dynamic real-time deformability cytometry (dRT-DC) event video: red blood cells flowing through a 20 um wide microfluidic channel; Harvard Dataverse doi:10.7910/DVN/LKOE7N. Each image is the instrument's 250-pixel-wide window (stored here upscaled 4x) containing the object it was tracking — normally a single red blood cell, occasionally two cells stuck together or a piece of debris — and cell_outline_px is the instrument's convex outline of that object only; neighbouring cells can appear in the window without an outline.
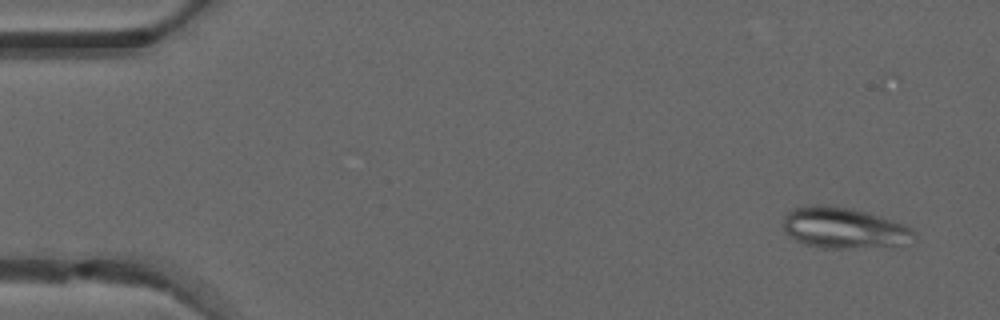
{"species": "common noctule bat (a hibernating species)", "species_latin": "Nyctalus noctula", "temperature_condition": "warm", "stored_images_in_passage": 49, "camera_frame_rate_fps": 3000, "um_per_image_px": 0.085, "animal": {"sex": "male", "forearm_length_mm": 52.5}, "frame": {"image": 1, "passage_image": 3, "time_ms": 0.667, "image_size_px": [1000, 320], "cell_outline_px": [[916, 236], [912, 244], [848, 248], [820, 248], [804, 244], [788, 236], [784, 232], [784, 216], [792, 208], [804, 204], [824, 204], [852, 208], [880, 216], [904, 224], [912, 228]], "centroid_in_image_um": [71.72, 19.36], "position_along_channel_um": 13.3, "area_um2": 31.73}}
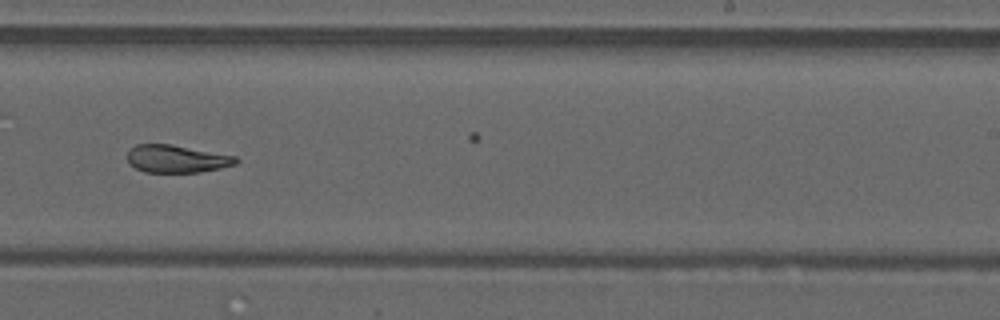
{"frame": {"image": 2, "passage_image": 31, "time_ms": 10.0, "image_size_px": [1000, 320], "cell_outline_px": [[240, 160], [236, 164], [220, 168], [200, 172], [144, 172], [136, 168], [128, 160], [128, 152], [136, 144], [172, 144], [236, 156]], "centroid_in_image_um": [15.05, 13.5], "position_along_channel_um": 273.9, "area_um2": 17.4}}
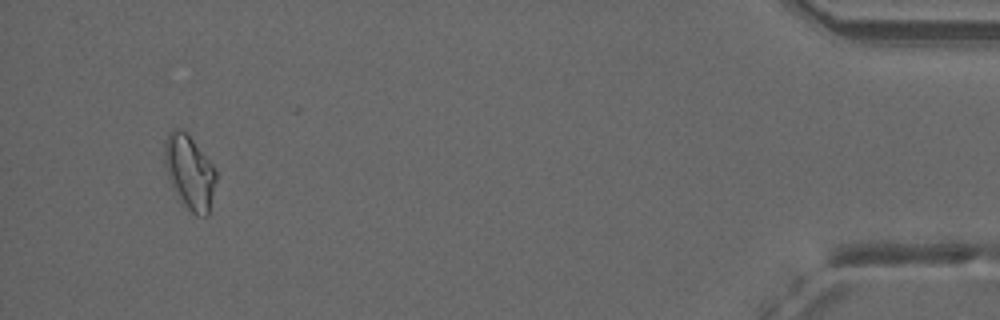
{"frame": {"image": 3, "passage_image": 47, "time_ms": 15.333, "image_size_px": [1000, 320], "cell_outline_px": [[216, 180], [208, 216], [196, 216], [184, 204], [172, 184], [164, 164], [164, 140], [172, 128], [180, 128], [188, 132], [216, 168]], "centroid_in_image_um": [16.13, 14.56], "position_along_channel_um": 419.1, "area_um2": 22.25}, "authors_computed_cell_mechanics": {"area_um2": 20.1722, "velocity_mm_per_s": 4.125, "shape_relaxation_time_tau1_ms": null, "shape_relaxation_time_tau2_ms": 2.7311, "deformation_change_tau1": null, "deformation_change_tau2": 0.0903}}